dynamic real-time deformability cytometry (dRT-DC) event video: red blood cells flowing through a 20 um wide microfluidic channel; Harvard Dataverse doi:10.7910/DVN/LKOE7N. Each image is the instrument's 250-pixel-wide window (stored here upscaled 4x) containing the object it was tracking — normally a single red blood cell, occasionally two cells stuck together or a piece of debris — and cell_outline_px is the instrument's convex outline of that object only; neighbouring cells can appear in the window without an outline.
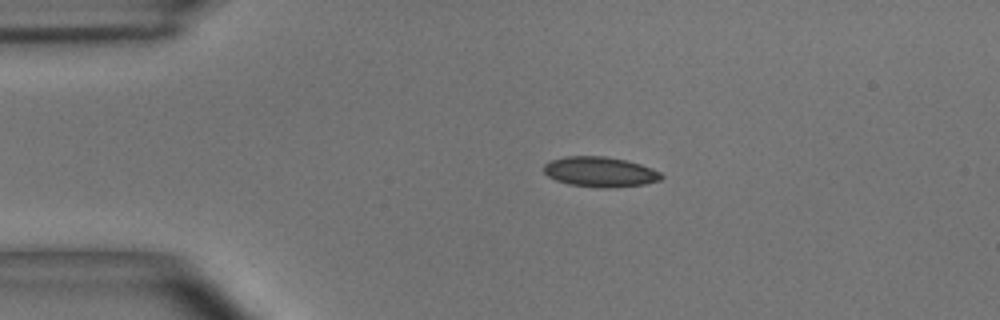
{"species": "common noctule bat (a hibernating species)", "species_latin": "Nyctalus noctula", "temperature_condition": "room temperature", "stored_images_in_passage": 5, "segment_of_instrument_passage": [1, 2], "camera_frame_rate_fps": 3000, "um_per_image_px": 0.085, "animal": {"sex": "male", "body_mass_g": 15.6}, "frame": {"image": 1, "passage_image": 3, "time_ms": 0.667, "image_size_px": [1000, 320], "cell_outline_px": [[664, 176], [660, 180], [644, 184], [608, 188], [600, 188], [568, 184], [556, 180], [548, 176], [544, 172], [544, 164], [552, 160], [564, 156], [604, 156], [624, 160], [640, 164], [652, 168], [660, 172]], "centroid_in_image_um": [51.0, 14.61], "position_along_channel_um": 34.0, "area_um2": 20.58}}